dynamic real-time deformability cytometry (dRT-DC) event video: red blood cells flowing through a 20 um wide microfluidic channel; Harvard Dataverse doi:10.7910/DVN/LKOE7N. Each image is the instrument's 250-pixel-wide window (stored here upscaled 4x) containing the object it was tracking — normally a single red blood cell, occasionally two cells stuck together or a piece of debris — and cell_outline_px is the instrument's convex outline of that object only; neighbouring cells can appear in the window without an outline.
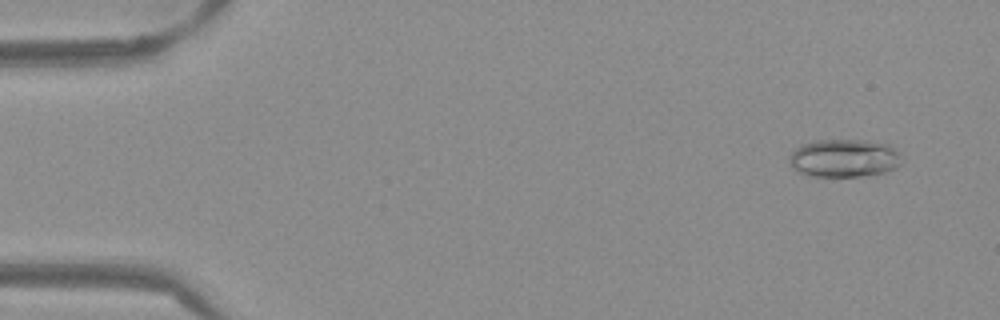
{"species": "Egyptian fruit bat (a non-hibernating species)", "species_latin": "Rousettus aegyptiacus", "temperature_condition": "warm", "stored_images_in_passage": 53, "camera_frame_rate_fps": 3000, "um_per_image_px": 0.085, "frame": {"image": 1, "passage_image": 4, "time_ms": 1.0, "image_size_px": [1000, 320], "cell_outline_px": [[900, 164], [896, 168], [888, 172], [860, 176], [812, 176], [800, 172], [792, 168], [788, 160], [788, 156], [800, 144], [812, 140], [868, 140], [888, 144], [900, 152]], "centroid_in_image_um": [71.74, 13.43], "position_along_channel_um": 13.3, "area_um2": 25.2}}
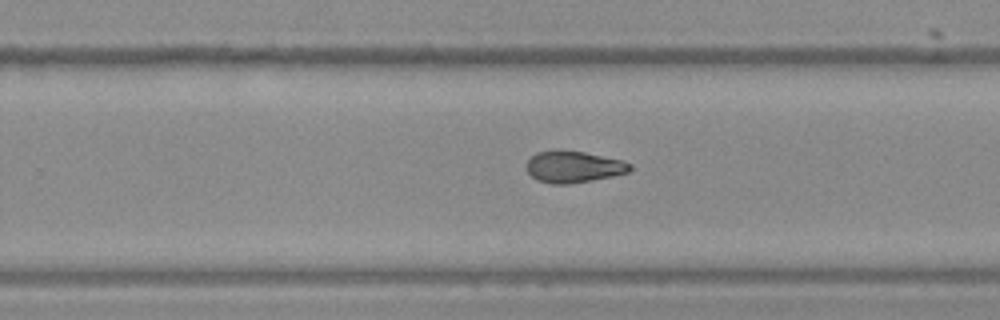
{"frame": {"image": 2, "passage_image": 34, "time_ms": 11.0, "image_size_px": [1000, 320], "cell_outline_px": [[636, 168], [628, 172], [612, 176], [592, 180], [568, 184], [552, 184], [536, 180], [524, 168], [524, 164], [536, 152], [552, 148], [556, 148], [584, 152], [624, 160], [632, 164]], "centroid_in_image_um": [48.73, 14.15], "position_along_channel_um": 281.1, "area_um2": 19.71}}
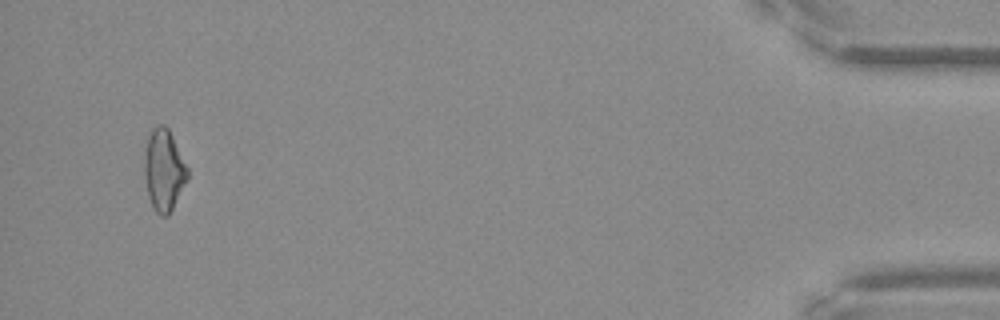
{"frame": {"image": 3, "passage_image": 51, "time_ms": 16.667, "image_size_px": [1000, 320], "cell_outline_px": [[188, 176], [168, 216], [160, 216], [156, 212], [148, 196], [144, 176], [144, 152], [148, 136], [152, 128], [160, 124], [164, 124], [168, 128], [188, 168]], "centroid_in_image_um": [13.9, 14.43], "position_along_channel_um": 421.3, "area_um2": 20.29}, "authors_computed_cell_mechanics": {"area_um2": 20.0566, "velocity_mm_per_s": 3.8688, "shape_relaxation_time_tau1_ms": null, "shape_relaxation_time_tau2_ms": 2.7909, "deformation_change_tau1": null, "deformation_change_tau2": 0.0952}}